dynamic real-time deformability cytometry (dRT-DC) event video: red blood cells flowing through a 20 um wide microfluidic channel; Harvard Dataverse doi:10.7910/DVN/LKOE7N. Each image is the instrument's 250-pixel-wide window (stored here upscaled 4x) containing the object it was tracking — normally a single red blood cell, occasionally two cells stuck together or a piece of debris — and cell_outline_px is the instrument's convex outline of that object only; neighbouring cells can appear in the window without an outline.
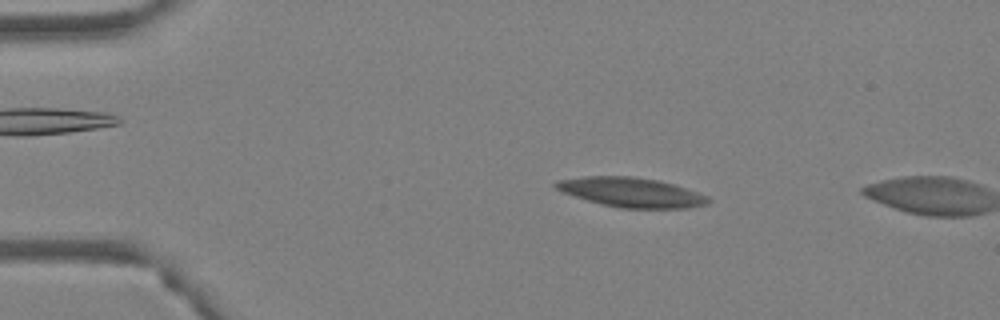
{"species": "Egyptian fruit bat (a non-hibernating species)", "species_latin": "Rousettus aegyptiacus", "temperature_condition": "warm", "stored_images_in_passage": 13, "camera_frame_rate_fps": 3000, "um_per_image_px": 0.085, "animal": {"sex": "female"}, "frame": {"image": 1, "passage_image": 11, "time_ms": 3.333, "image_size_px": [1000, 320], "cell_outline_px": [[712, 200], [708, 204], [688, 208], [620, 208], [588, 200], [564, 192], [556, 188], [552, 184], [556, 180], [584, 176], [632, 176], [660, 180], [676, 184], [708, 196]], "centroid_in_image_um": [53.71, 16.33], "position_along_channel_um": 31.3, "area_um2": 26.3}}